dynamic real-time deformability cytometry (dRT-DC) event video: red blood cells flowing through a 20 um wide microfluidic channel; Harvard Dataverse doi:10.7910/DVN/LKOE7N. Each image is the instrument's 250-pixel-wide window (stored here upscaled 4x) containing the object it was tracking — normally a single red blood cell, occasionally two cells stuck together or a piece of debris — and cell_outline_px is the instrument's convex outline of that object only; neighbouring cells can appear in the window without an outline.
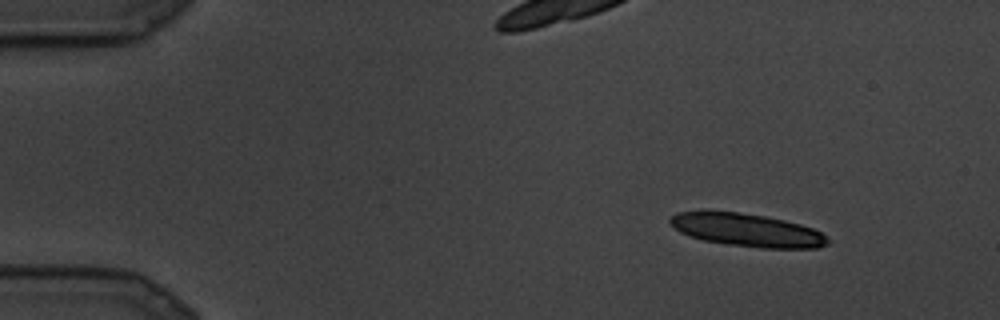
{"species": "common noctule bat (a hibernating species)", "species_latin": "Nyctalus noctula", "temperature_condition": "cold", "stored_images_in_passage": 13, "camera_frame_rate_fps": 3000, "um_per_image_px": 0.085, "animal": {"sex": "male", "body_mass_g": 19.5, "forearm_length_mm": 54.6}, "frame": {"image": 1, "passage_image": 3, "time_ms": 0.667, "image_size_px": [1000, 320], "cell_outline_px": [[832, 240], [828, 244], [816, 248], [760, 248], [728, 244], [704, 240], [688, 236], [680, 232], [668, 224], [668, 216], [676, 212], [700, 208], [704, 208], [740, 212], [764, 216], [784, 220], [800, 224], [812, 228], [820, 232]], "centroid_in_image_um": [63.37, 19.51], "position_along_channel_um": 21.6, "area_um2": 31.27}}
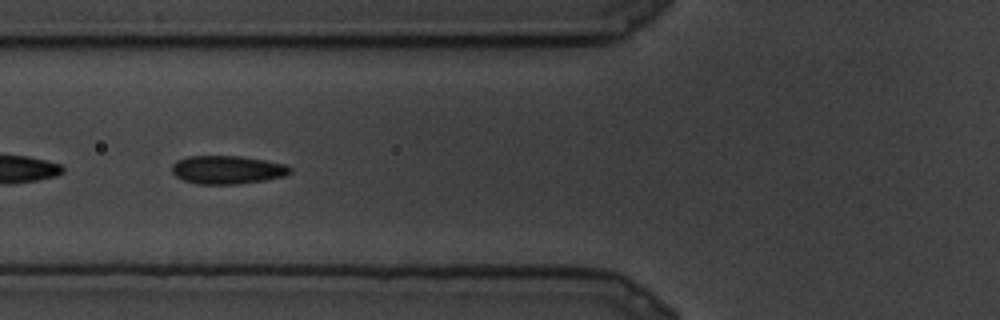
{"frame": {"image": 2, "passage_image": 10, "time_ms": 3.0, "image_size_px": [1000, 320], "cell_outline_px": [[292, 172], [284, 176], [264, 180], [236, 184], [196, 184], [184, 180], [176, 176], [172, 172], [172, 164], [176, 160], [188, 156], [240, 156], [264, 160], [284, 164], [292, 168]], "centroid_in_image_um": [19.3, 14.43], "position_along_channel_um": 106.5, "area_um2": 19.48}}